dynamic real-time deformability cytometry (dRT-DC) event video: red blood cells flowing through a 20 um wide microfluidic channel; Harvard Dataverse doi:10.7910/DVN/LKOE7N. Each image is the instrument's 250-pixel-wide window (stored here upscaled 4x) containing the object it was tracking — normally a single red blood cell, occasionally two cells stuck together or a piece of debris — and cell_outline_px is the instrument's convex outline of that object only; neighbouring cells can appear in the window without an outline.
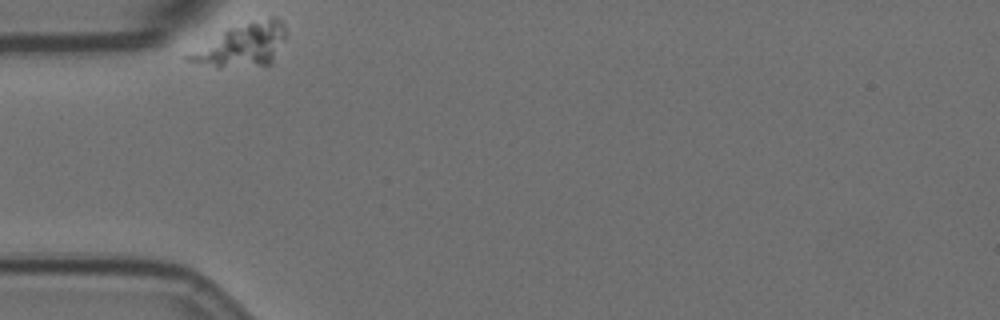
{"species": "Egyptian fruit bat (a non-hibernating species)", "species_latin": "Rousettus aegyptiacus", "temperature_condition": "room temperature", "stored_images_in_passage": 37, "camera_frame_rate_fps": 3000, "um_per_image_px": 0.085, "animal": {"sex": "female"}, "frame": {"image": 1, "passage_image": 1, "time_ms": 0.0, "image_size_px": [1000, 320], "cell_outline_px": [[284, 40], [272, 64], [220, 68], [216, 68], [184, 60], [180, 56], [228, 28], [272, 16], [276, 16], [284, 24]], "centroid_in_image_um": [20.5, 3.86], "position_along_channel_um": 64.5, "area_um2": 24.57}}
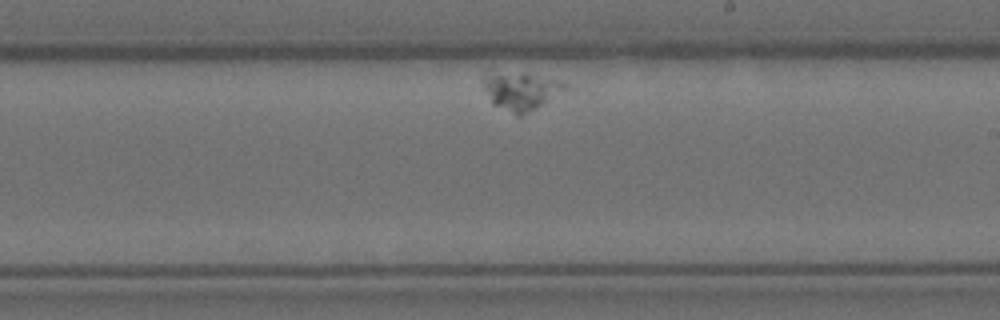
{"frame": {"image": 2, "passage_image": 22, "time_ms": 7.0, "image_size_px": [1000, 320], "cell_outline_px": [[572, 88], [536, 108], [520, 116], [516, 116], [492, 104], [484, 88], [484, 80], [492, 76], [532, 76], [556, 80], [568, 84]], "centroid_in_image_um": [44.4, 7.85], "position_along_channel_um": 244.6, "area_um2": 16.82}}
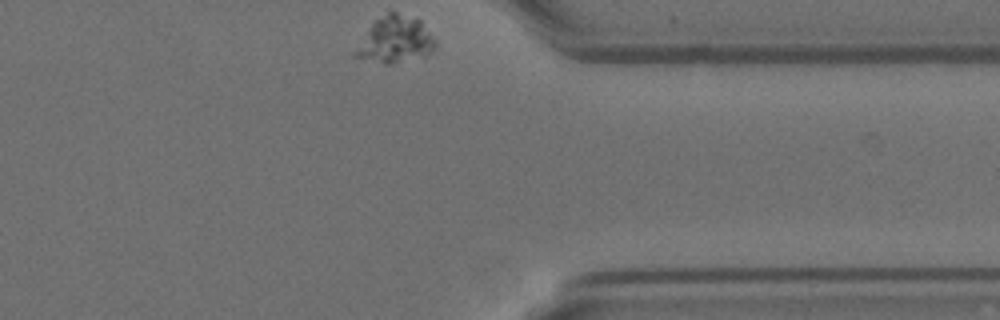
{"frame": {"image": 3, "passage_image": 37, "time_ms": 12.0, "image_size_px": [1000, 320], "cell_outline_px": [[436, 48], [432, 52], [424, 56], [388, 64], [352, 56], [352, 52], [372, 24], [376, 20], [388, 12], [396, 12], [420, 20], [436, 44]], "centroid_in_image_um": [33.57, 3.39], "position_along_channel_um": 377.8, "area_um2": 21.1}}